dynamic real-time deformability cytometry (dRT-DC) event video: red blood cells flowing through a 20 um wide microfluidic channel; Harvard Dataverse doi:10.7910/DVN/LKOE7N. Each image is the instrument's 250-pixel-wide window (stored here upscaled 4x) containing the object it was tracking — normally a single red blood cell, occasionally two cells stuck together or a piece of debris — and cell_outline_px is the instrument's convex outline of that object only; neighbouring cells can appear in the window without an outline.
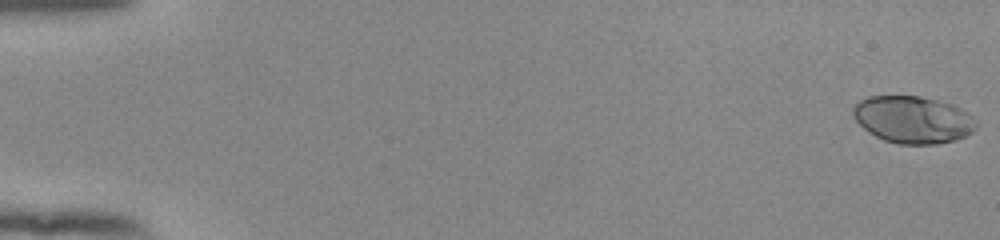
{"species": "human", "species_latin": "Homo sapiens", "temperature_condition": "room temperature", "stored_images_in_passage": 55, "camera_frame_rate_fps": 3000, "um_per_image_px": 0.085, "donor": {"sex": "female"}, "frame": {"image": 1, "passage_image": 1, "time_ms": 0.0, "image_size_px": [1000, 240], "cell_outline_px": [[976, 128], [972, 132], [956, 140], [936, 144], [896, 144], [884, 140], [868, 132], [852, 116], [852, 108], [860, 100], [868, 96], [920, 96], [952, 104], [960, 108], [976, 120]], "centroid_in_image_um": [77.58, 10.17], "position_along_channel_um": 7.4, "area_um2": 33.81}}
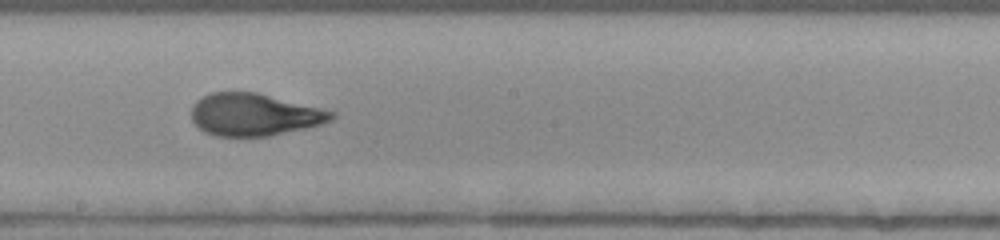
{"frame": {"image": 2, "passage_image": 32, "time_ms": 10.333, "image_size_px": [1000, 240], "cell_outline_px": [[336, 116], [332, 120], [320, 124], [304, 128], [268, 136], [216, 136], [204, 132], [192, 120], [192, 104], [196, 100], [212, 92], [256, 92], [336, 112]], "centroid_in_image_um": [21.59, 9.74], "position_along_channel_um": 226.6, "area_um2": 34.28}}
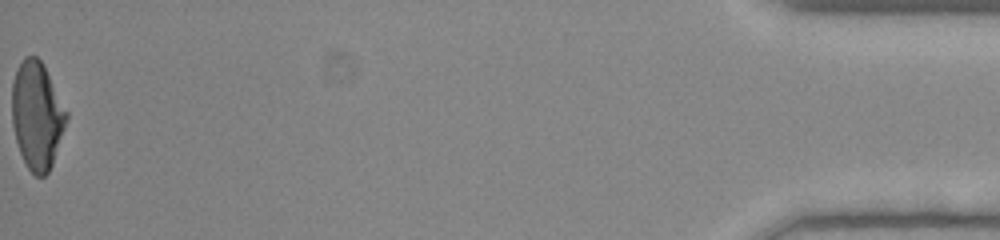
{"frame": {"image": 3, "passage_image": 55, "time_ms": 18.0, "image_size_px": [1000, 240], "cell_outline_px": [[68, 116], [52, 164], [48, 172], [44, 176], [36, 176], [28, 168], [20, 152], [16, 140], [12, 124], [12, 80], [16, 68], [24, 56], [36, 56], [44, 64], [68, 112]], "centroid_in_image_um": [3.13, 9.76], "position_along_channel_um": 432.1, "area_um2": 34.16}, "authors_computed_cell_mechanics": {"area_um2": 34.2176, "velocity_mm_per_s": 3.8846, "shape_relaxation_time_tau1_ms": 4.6159, "shape_relaxation_time_tau2_ms": 0.8955, "deformation_change_tau1": 0.1923, "deformation_change_tau2": 0.0647}}